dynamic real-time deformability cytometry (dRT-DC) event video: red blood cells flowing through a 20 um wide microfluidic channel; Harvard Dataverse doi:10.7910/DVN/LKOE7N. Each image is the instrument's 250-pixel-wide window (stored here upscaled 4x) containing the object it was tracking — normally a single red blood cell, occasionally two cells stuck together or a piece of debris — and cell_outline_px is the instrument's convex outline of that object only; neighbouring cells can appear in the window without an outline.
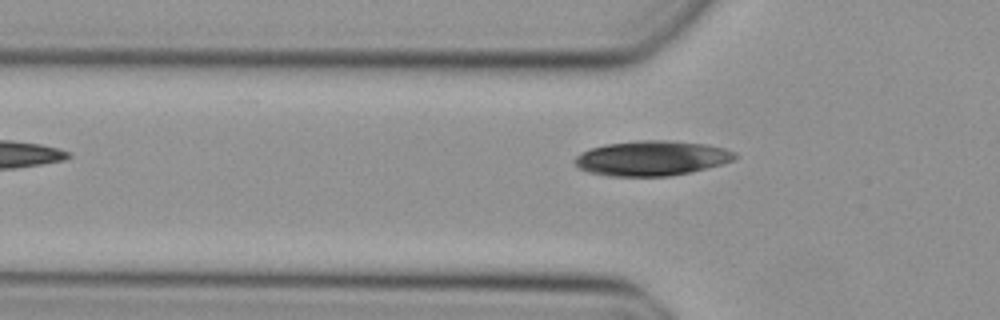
{"species": "Egyptian fruit bat (a non-hibernating species)", "species_latin": "Rousettus aegyptiacus", "temperature_condition": "cold", "stored_images_in_passage": 31, "camera_frame_rate_fps": 3000, "um_per_image_px": 0.085, "animal": {"sex": "female"}, "frame": {"image": 1, "passage_image": 2, "time_ms": 0.333, "image_size_px": [1000, 320], "cell_outline_px": [[736, 156], [732, 160], [724, 164], [692, 172], [668, 176], [608, 176], [588, 172], [580, 168], [572, 160], [580, 152], [604, 144], [636, 140], [668, 140], [708, 144], [724, 148], [736, 152]], "centroid_in_image_um": [55.4, 13.44], "position_along_channel_um": 70.4, "area_um2": 32.89}}
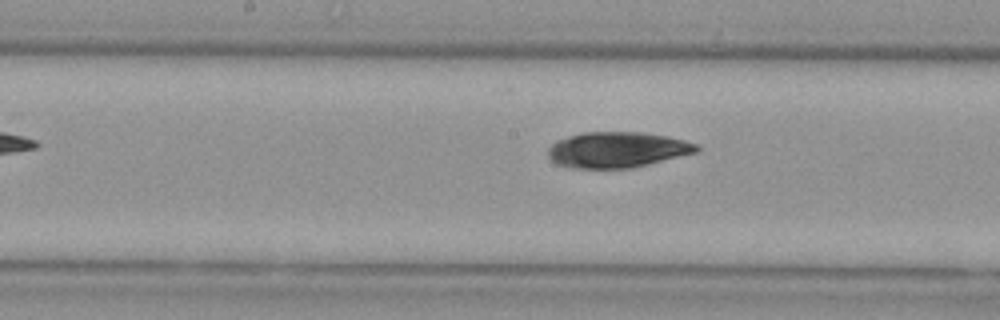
{"frame": {"image": 2, "passage_image": 11, "time_ms": 3.333, "image_size_px": [1000, 320], "cell_outline_px": [[700, 148], [696, 152], [632, 168], [568, 168], [556, 164], [548, 156], [548, 148], [556, 140], [568, 136], [584, 132], [640, 132], [668, 136], [684, 140], [696, 144]], "centroid_in_image_um": [52.42, 12.73], "position_along_channel_um": 195.8, "area_um2": 30.87}}
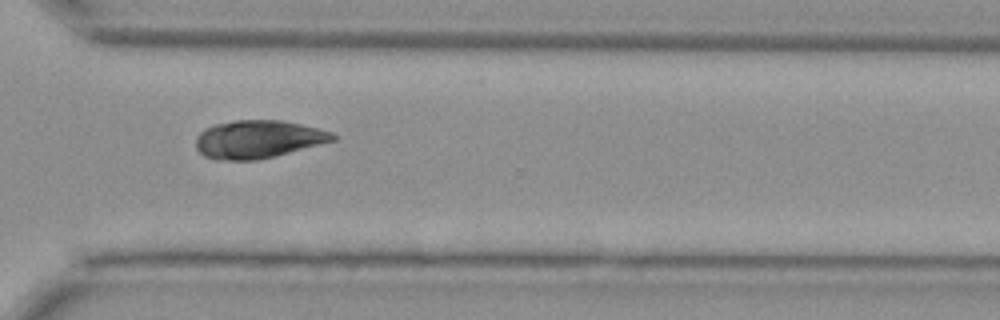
{"frame": {"image": 3, "passage_image": 22, "time_ms": 7.0, "image_size_px": [1000, 320], "cell_outline_px": [[336, 140], [256, 160], [216, 160], [204, 156], [196, 148], [196, 136], [204, 128], [212, 124], [236, 120], [284, 120], [320, 128], [332, 132], [336, 136]], "centroid_in_image_um": [21.91, 11.82], "position_along_channel_um": 348.7, "area_um2": 30.35}}